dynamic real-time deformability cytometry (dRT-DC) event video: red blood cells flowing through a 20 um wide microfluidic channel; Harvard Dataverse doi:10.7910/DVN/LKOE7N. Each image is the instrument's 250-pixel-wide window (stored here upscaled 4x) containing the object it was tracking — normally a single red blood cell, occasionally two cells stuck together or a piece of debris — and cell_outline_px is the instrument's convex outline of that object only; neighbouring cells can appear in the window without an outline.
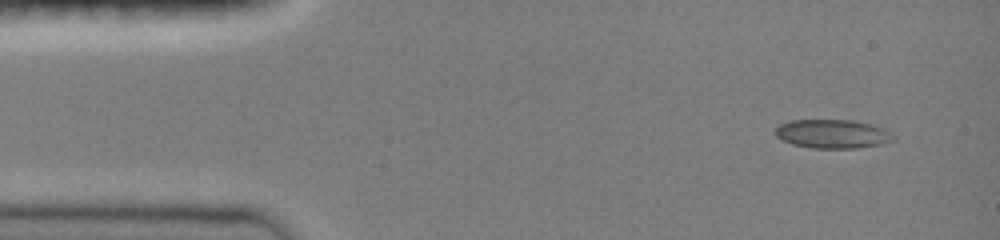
{"species": "common noctule bat (a hibernating species)", "species_latin": "Nyctalus noctula", "temperature_condition": "room temperature", "stored_images_in_passage": 24, "camera_frame_rate_fps": 3000, "um_per_image_px": 0.085, "animal": {"sex": "female", "body_mass_g": 19.0, "forearm_length_mm": 51.5}, "frame": {"image": 1, "passage_image": 1, "time_ms": 0.0, "image_size_px": [1000, 240], "cell_outline_px": [[896, 140], [880, 144], [856, 148], [812, 148], [792, 144], [776, 136], [776, 128], [780, 124], [788, 120], [852, 120], [868, 124], [880, 128], [896, 136]], "centroid_in_image_um": [70.75, 11.38], "position_along_channel_um": 14.3, "area_um2": 19.59}}
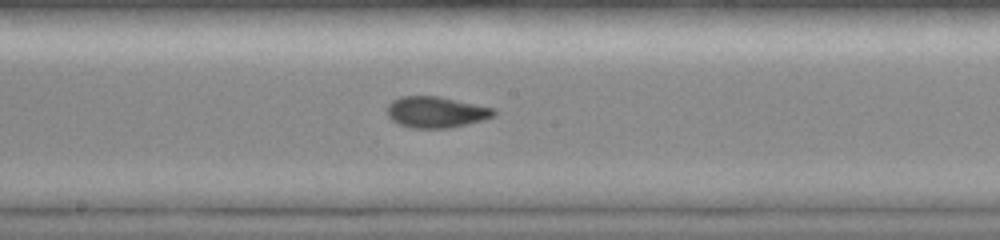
{"frame": {"image": 2, "passage_image": 12, "time_ms": 3.667, "image_size_px": [1000, 240], "cell_outline_px": [[496, 116], [484, 120], [468, 124], [448, 128], [412, 128], [400, 124], [392, 120], [388, 116], [384, 108], [392, 100], [400, 96], [440, 96], [496, 108]], "centroid_in_image_um": [37.08, 9.52], "position_along_channel_um": 211.1, "area_um2": 19.77}}
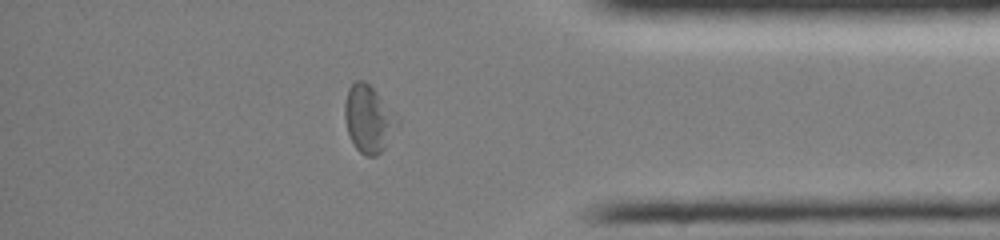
{"frame": {"image": 3, "passage_image": 20, "time_ms": 6.333, "image_size_px": [1000, 240], "cell_outline_px": [[400, 124], [384, 148], [376, 156], [364, 156], [356, 148], [348, 132], [344, 116], [344, 104], [348, 88], [356, 80], [364, 80], [400, 116]], "centroid_in_image_um": [31.36, 10.1], "position_along_channel_um": 403.8, "area_um2": 20.75}}